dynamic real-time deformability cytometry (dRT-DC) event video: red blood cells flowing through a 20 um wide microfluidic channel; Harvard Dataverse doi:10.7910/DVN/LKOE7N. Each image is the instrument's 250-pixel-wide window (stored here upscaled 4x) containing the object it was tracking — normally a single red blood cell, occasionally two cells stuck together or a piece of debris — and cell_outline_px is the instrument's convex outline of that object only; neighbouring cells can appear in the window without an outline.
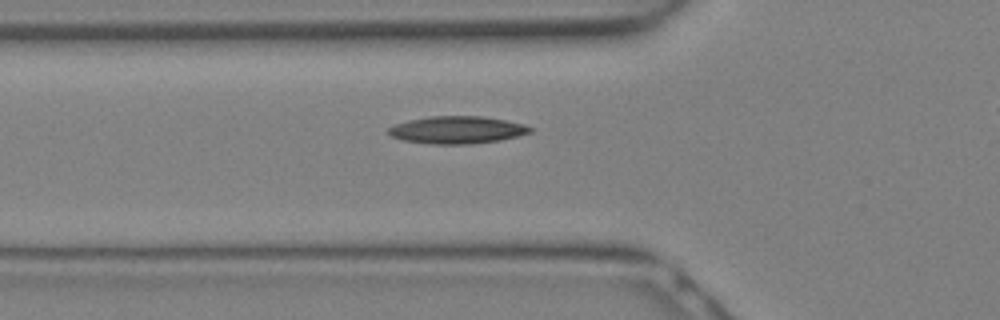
{"species": "Egyptian fruit bat (a non-hibernating species)", "species_latin": "Rousettus aegyptiacus", "temperature_condition": "warm", "stored_images_in_passage": 14, "camera_frame_rate_fps": 3000, "um_per_image_px": 0.085, "animal": {"sex": "female"}, "frame": {"image": 1, "passage_image": 5, "time_ms": 1.333, "image_size_px": [1000, 320], "cell_outline_px": [[532, 132], [500, 140], [472, 144], [428, 144], [404, 140], [392, 136], [388, 132], [388, 128], [396, 124], [408, 120], [428, 116], [480, 116], [504, 120], [524, 124], [532, 128]], "centroid_in_image_um": [38.84, 11.04], "position_along_channel_um": 87.0, "area_um2": 22.54}}
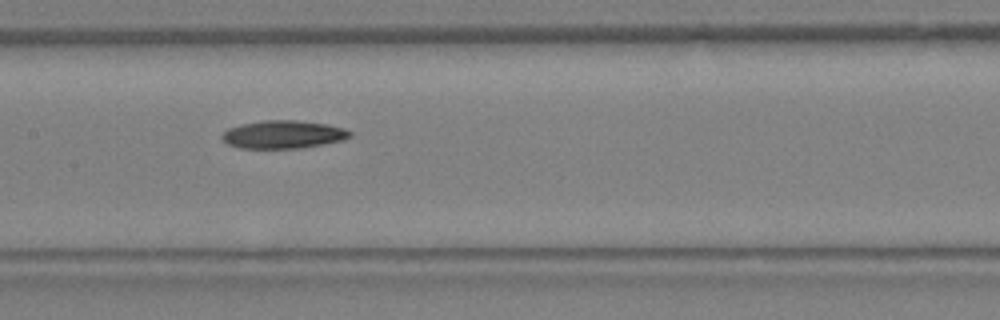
{"frame": {"image": 2, "passage_image": 9, "time_ms": 2.667, "image_size_px": [1000, 320], "cell_outline_px": [[352, 136], [344, 140], [324, 144], [300, 148], [240, 148], [228, 144], [220, 136], [228, 128], [240, 124], [264, 120], [296, 120], [328, 124], [344, 128], [352, 132]], "centroid_in_image_um": [24.1, 11.42], "position_along_channel_um": 183.3, "area_um2": 20.98}}
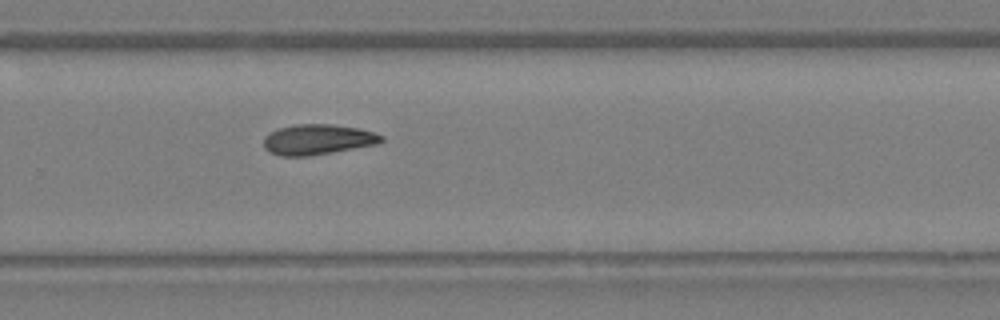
{"frame": {"image": 3, "passage_image": 14, "time_ms": 4.333, "image_size_px": [1000, 320], "cell_outline_px": [[384, 140], [376, 144], [332, 152], [308, 156], [280, 156], [268, 152], [264, 148], [264, 136], [268, 132], [280, 128], [296, 124], [328, 124], [356, 128], [372, 132], [384, 136]], "centroid_in_image_um": [26.95, 11.86], "position_along_channel_um": 302.9, "area_um2": 20.69}}